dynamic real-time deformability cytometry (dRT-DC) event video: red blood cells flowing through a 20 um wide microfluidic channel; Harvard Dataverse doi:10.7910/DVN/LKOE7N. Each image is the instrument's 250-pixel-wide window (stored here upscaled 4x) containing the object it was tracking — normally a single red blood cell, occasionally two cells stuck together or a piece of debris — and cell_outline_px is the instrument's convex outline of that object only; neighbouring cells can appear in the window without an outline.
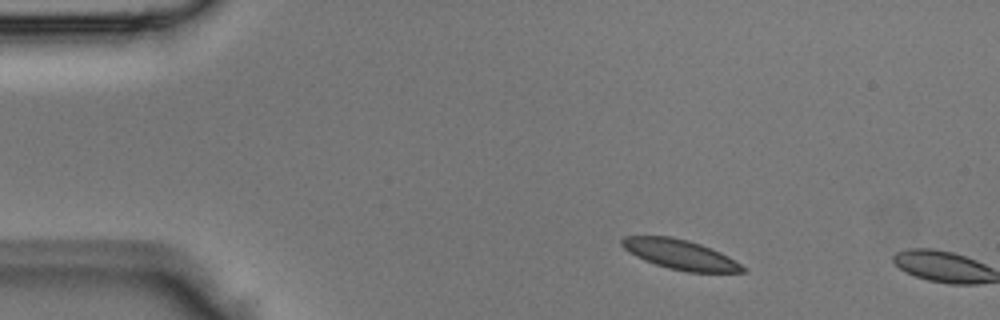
{"species": "Egyptian fruit bat (a non-hibernating species)", "species_latin": "Rousettus aegyptiacus", "temperature_condition": "room temperature", "stored_images_in_passage": 4, "segment_of_instrument_passage": [2, 2], "camera_frame_rate_fps": 3000, "um_per_image_px": 0.085, "animal": {"sex": "male"}, "frame": {"image": 1, "passage_image": 4, "time_ms": 1.0, "image_size_px": [1000, 320], "cell_outline_px": [[748, 268], [744, 272], [684, 272], [668, 268], [644, 260], [628, 252], [620, 244], [620, 240], [624, 236], [672, 236], [688, 240], [700, 244], [720, 252], [728, 256]], "centroid_in_image_um": [57.81, 21.63], "position_along_channel_um": 27.2, "area_um2": 21.04}}